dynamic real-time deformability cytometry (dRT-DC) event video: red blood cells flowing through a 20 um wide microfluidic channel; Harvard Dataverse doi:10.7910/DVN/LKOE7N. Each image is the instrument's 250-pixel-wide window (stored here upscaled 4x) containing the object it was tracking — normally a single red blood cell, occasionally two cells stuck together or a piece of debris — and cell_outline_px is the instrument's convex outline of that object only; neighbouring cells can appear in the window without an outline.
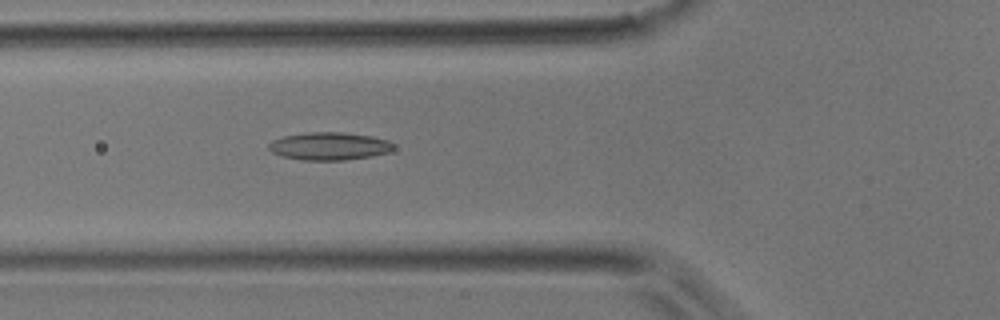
{"species": "common noctule bat (a hibernating species)", "species_latin": "Nyctalus noctula", "temperature_condition": "room temperature", "stored_images_in_passage": 36, "camera_frame_rate_fps": 3000, "um_per_image_px": 0.085, "animal": {"sex": "male", "body_mass_g": 17.9}, "frame": {"image": 1, "passage_image": 8, "time_ms": 2.333, "image_size_px": [1000, 320], "cell_outline_px": [[392, 148], [388, 152], [372, 156], [344, 160], [304, 160], [280, 156], [272, 152], [268, 148], [268, 144], [272, 140], [284, 136], [308, 132], [340, 132], [372, 136], [388, 140], [392, 144]], "centroid_in_image_um": [27.95, 12.42], "position_along_channel_um": 97.9, "area_um2": 20.11}}
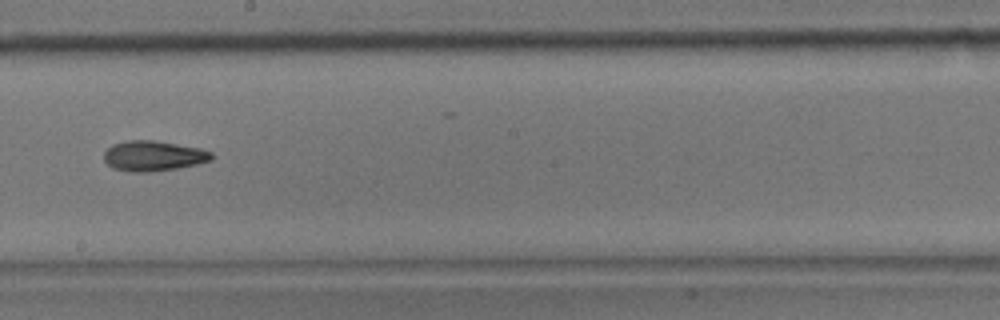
{"frame": {"image": 2, "passage_image": 17, "time_ms": 5.333, "image_size_px": [1000, 320], "cell_outline_px": [[216, 156], [212, 160], [196, 164], [176, 168], [148, 172], [132, 172], [112, 168], [104, 160], [104, 152], [112, 144], [128, 140], [156, 140], [200, 148], [212, 152]], "centroid_in_image_um": [13.05, 13.24], "position_along_channel_um": 235.1, "area_um2": 19.07}}
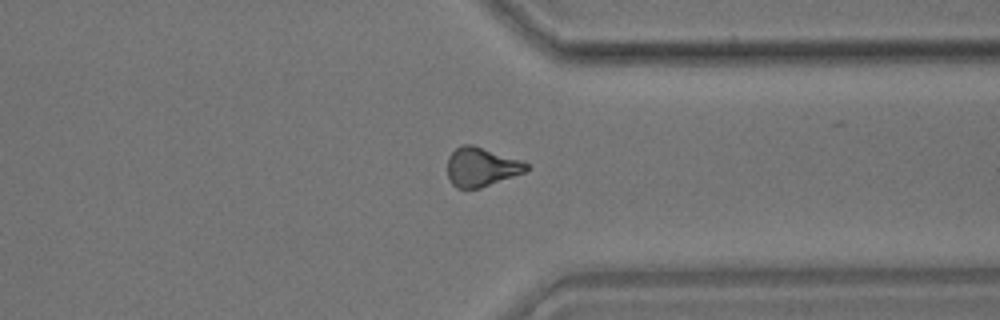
{"frame": {"image": 3, "passage_image": 26, "time_ms": 8.333, "image_size_px": [1000, 320], "cell_outline_px": [[528, 168], [524, 172], [480, 188], [456, 188], [452, 184], [448, 176], [448, 156], [460, 144], [472, 144], [524, 160], [528, 164]], "centroid_in_image_um": [40.91, 14.17], "position_along_channel_um": 370.5, "area_um2": 18.03}}